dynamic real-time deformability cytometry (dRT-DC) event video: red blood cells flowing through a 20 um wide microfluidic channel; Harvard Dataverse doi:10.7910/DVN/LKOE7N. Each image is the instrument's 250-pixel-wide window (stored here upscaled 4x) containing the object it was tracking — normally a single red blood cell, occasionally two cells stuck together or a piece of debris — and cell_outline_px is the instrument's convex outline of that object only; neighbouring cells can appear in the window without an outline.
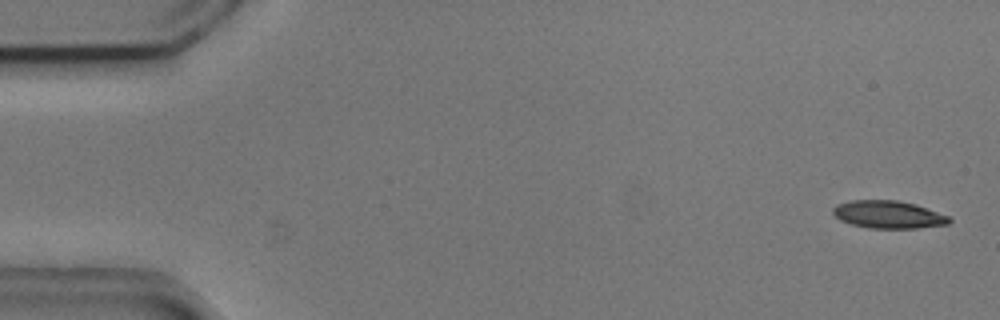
{"species": "common noctule bat (a hibernating species)", "species_latin": "Nyctalus noctula", "temperature_condition": "cold", "stored_images_in_passage": 4, "camera_frame_rate_fps": 3000, "um_per_image_px": 0.085, "animal": {"sex": "male", "body_mass_g": 20.5, "forearm_length_mm": 52.5}, "frame": {"image": 1, "passage_image": 1, "time_ms": 0.0, "image_size_px": [1000, 320], "cell_outline_px": [[952, 220], [948, 224], [916, 228], [868, 228], [852, 224], [840, 220], [832, 212], [832, 208], [836, 204], [852, 200], [896, 200], [916, 204], [948, 216]], "centroid_in_image_um": [75.49, 18.23], "position_along_channel_um": 9.5, "area_um2": 18.67}}